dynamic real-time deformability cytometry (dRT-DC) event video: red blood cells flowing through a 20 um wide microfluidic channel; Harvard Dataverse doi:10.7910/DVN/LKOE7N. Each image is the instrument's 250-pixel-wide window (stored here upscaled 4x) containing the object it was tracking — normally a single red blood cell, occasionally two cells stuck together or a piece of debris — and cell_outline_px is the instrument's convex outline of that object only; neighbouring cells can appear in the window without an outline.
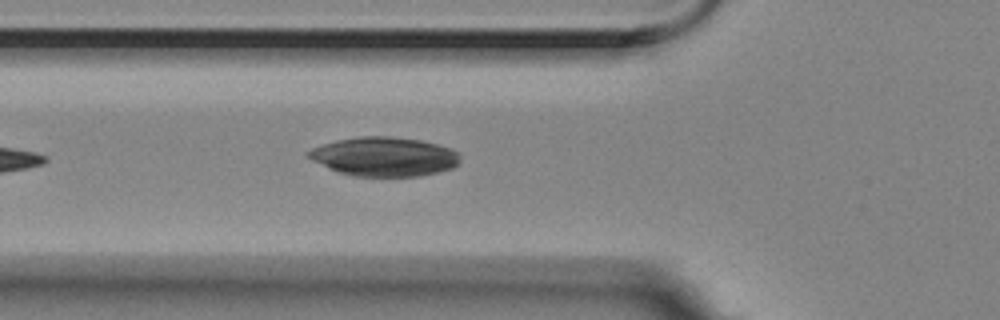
{"species": "Egyptian fruit bat (a non-hibernating species)", "species_latin": "Rousettus aegyptiacus", "temperature_condition": "room temperature", "stored_images_in_passage": 4, "camera_frame_rate_fps": 3000, "um_per_image_px": 0.085, "animal": {"sex": "female"}, "frame": {"image": 1, "passage_image": 4, "time_ms": 1.0, "image_size_px": [1000, 320], "cell_outline_px": [[460, 160], [452, 168], [420, 176], [352, 176], [328, 168], [304, 156], [304, 152], [312, 148], [336, 140], [360, 136], [392, 136], [420, 140], [452, 148], [460, 152]], "centroid_in_image_um": [32.64, 13.3], "position_along_channel_um": 93.2, "area_um2": 34.74}}